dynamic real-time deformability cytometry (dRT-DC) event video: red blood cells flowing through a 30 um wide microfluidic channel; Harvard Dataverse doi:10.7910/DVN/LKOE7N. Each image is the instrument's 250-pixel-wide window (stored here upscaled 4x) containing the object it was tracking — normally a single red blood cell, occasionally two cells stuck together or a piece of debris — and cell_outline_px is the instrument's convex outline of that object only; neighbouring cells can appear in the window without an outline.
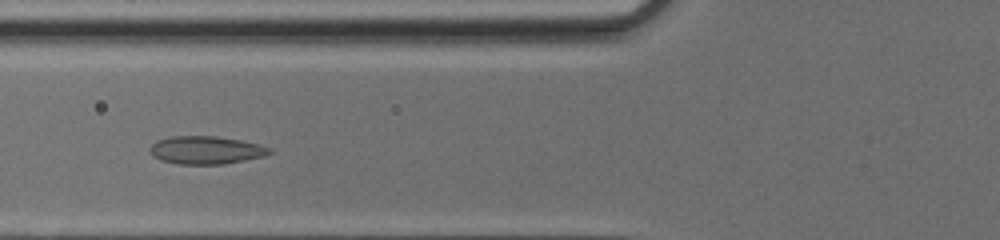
{"species": "common noctule bat (a hibernating species)", "species_latin": "Nyctalus noctula", "temperature_condition": "cold", "stored_images_in_passage": 44, "camera_frame_rate_fps": 3000, "um_per_image_px": 0.085, "animal": {"sex": "female", "body_mass_g": 17.0, "forearm_length_mm": 48.0}, "frame": {"image": 1, "passage_image": 14, "time_ms": 4.333, "image_size_px": [1000, 240], "cell_outline_px": [[268, 152], [260, 156], [240, 160], [216, 164], [184, 164], [164, 160], [156, 156], [152, 152], [152, 148], [160, 140], [180, 136], [208, 136], [236, 140], [252, 144], [264, 148]], "centroid_in_image_um": [17.43, 12.76], "position_along_channel_um": 108.4, "area_um2": 17.63}}
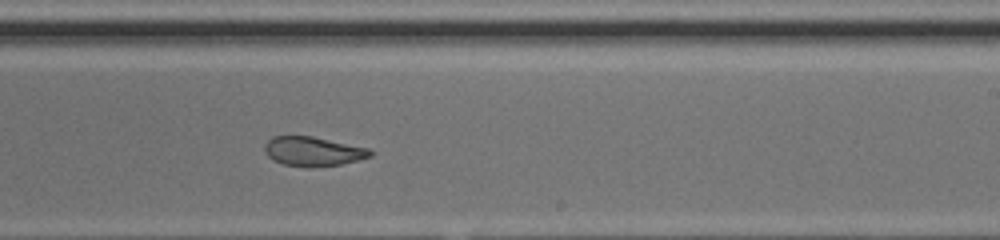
{"frame": {"image": 2, "passage_image": 25, "time_ms": 8.0, "image_size_px": [1000, 240], "cell_outline_px": [[372, 152], [368, 156], [336, 164], [284, 164], [276, 160], [268, 152], [268, 144], [276, 136], [308, 136], [364, 148]], "centroid_in_image_um": [26.6, 12.82], "position_along_channel_um": 262.4, "area_um2": 15.78}}
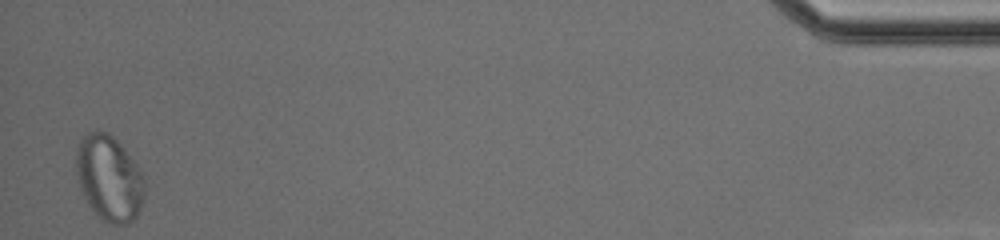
{"frame": {"image": 3, "passage_image": 43, "time_ms": 14.0, "image_size_px": [1000, 240], "cell_outline_px": [[136, 212], [128, 220], [112, 220], [104, 216], [96, 208], [88, 196], [84, 188], [80, 176], [80, 152], [84, 144], [96, 132], [100, 132], [108, 136], [120, 148], [124, 156], [136, 196]], "centroid_in_image_um": [9.12, 15.14], "position_along_channel_um": 426.1, "area_um2": 25.49}, "authors_computed_cell_mechanics": {"area_um2": 16.9643, "velocity_mm_per_s": 4.2042, "shape_relaxation_time_tau1_ms": null, "shape_relaxation_time_tau2_ms": 1.9513, "deformation_change_tau1": null, "deformation_change_tau2": 0.0949}}